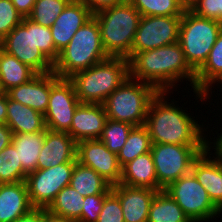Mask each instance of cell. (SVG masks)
<instances>
[{"label":"cell","mask_w":222,"mask_h":222,"mask_svg":"<svg viewBox=\"0 0 222 222\" xmlns=\"http://www.w3.org/2000/svg\"><path fill=\"white\" fill-rule=\"evenodd\" d=\"M128 60L129 77L133 80L148 83L159 92L178 91L177 83L186 80L197 100L203 103L208 99L205 93L195 91L196 72L187 63L179 42L134 53Z\"/></svg>","instance_id":"cell-1"},{"label":"cell","mask_w":222,"mask_h":222,"mask_svg":"<svg viewBox=\"0 0 222 222\" xmlns=\"http://www.w3.org/2000/svg\"><path fill=\"white\" fill-rule=\"evenodd\" d=\"M171 93L158 92L149 105L145 126L152 144L212 145L213 142L206 138L208 135L204 134L208 127L205 129L203 124L199 125L176 100L168 99Z\"/></svg>","instance_id":"cell-2"},{"label":"cell","mask_w":222,"mask_h":222,"mask_svg":"<svg viewBox=\"0 0 222 222\" xmlns=\"http://www.w3.org/2000/svg\"><path fill=\"white\" fill-rule=\"evenodd\" d=\"M0 44L5 52L16 57L37 74L53 72V64L60 53L54 45L50 28L41 26L28 17L23 18Z\"/></svg>","instance_id":"cell-3"},{"label":"cell","mask_w":222,"mask_h":222,"mask_svg":"<svg viewBox=\"0 0 222 222\" xmlns=\"http://www.w3.org/2000/svg\"><path fill=\"white\" fill-rule=\"evenodd\" d=\"M128 77L129 60L124 57H108L68 79L81 103L103 104Z\"/></svg>","instance_id":"cell-4"},{"label":"cell","mask_w":222,"mask_h":222,"mask_svg":"<svg viewBox=\"0 0 222 222\" xmlns=\"http://www.w3.org/2000/svg\"><path fill=\"white\" fill-rule=\"evenodd\" d=\"M108 57L101 40L99 25L92 17L60 51L57 61L53 64V72L60 78H70Z\"/></svg>","instance_id":"cell-5"},{"label":"cell","mask_w":222,"mask_h":222,"mask_svg":"<svg viewBox=\"0 0 222 222\" xmlns=\"http://www.w3.org/2000/svg\"><path fill=\"white\" fill-rule=\"evenodd\" d=\"M93 17L99 25L107 55L129 59L141 14L126 1L104 9Z\"/></svg>","instance_id":"cell-6"},{"label":"cell","mask_w":222,"mask_h":222,"mask_svg":"<svg viewBox=\"0 0 222 222\" xmlns=\"http://www.w3.org/2000/svg\"><path fill=\"white\" fill-rule=\"evenodd\" d=\"M158 92L154 86L128 77L105 99L106 115L133 126L145 125L149 105Z\"/></svg>","instance_id":"cell-7"},{"label":"cell","mask_w":222,"mask_h":222,"mask_svg":"<svg viewBox=\"0 0 222 222\" xmlns=\"http://www.w3.org/2000/svg\"><path fill=\"white\" fill-rule=\"evenodd\" d=\"M221 30V22L196 16L188 8L184 11L178 42L187 63L195 72L206 61Z\"/></svg>","instance_id":"cell-8"},{"label":"cell","mask_w":222,"mask_h":222,"mask_svg":"<svg viewBox=\"0 0 222 222\" xmlns=\"http://www.w3.org/2000/svg\"><path fill=\"white\" fill-rule=\"evenodd\" d=\"M211 145L152 144L158 191L191 172L193 162Z\"/></svg>","instance_id":"cell-9"},{"label":"cell","mask_w":222,"mask_h":222,"mask_svg":"<svg viewBox=\"0 0 222 222\" xmlns=\"http://www.w3.org/2000/svg\"><path fill=\"white\" fill-rule=\"evenodd\" d=\"M163 190L176 201L191 222L213 221V218H219L222 214L192 172Z\"/></svg>","instance_id":"cell-10"},{"label":"cell","mask_w":222,"mask_h":222,"mask_svg":"<svg viewBox=\"0 0 222 222\" xmlns=\"http://www.w3.org/2000/svg\"><path fill=\"white\" fill-rule=\"evenodd\" d=\"M80 103L72 82L51 72L50 96L44 114L46 128L68 132L74 112Z\"/></svg>","instance_id":"cell-11"},{"label":"cell","mask_w":222,"mask_h":222,"mask_svg":"<svg viewBox=\"0 0 222 222\" xmlns=\"http://www.w3.org/2000/svg\"><path fill=\"white\" fill-rule=\"evenodd\" d=\"M75 163H64L27 174L25 183L31 205L47 208L59 191L70 184Z\"/></svg>","instance_id":"cell-12"},{"label":"cell","mask_w":222,"mask_h":222,"mask_svg":"<svg viewBox=\"0 0 222 222\" xmlns=\"http://www.w3.org/2000/svg\"><path fill=\"white\" fill-rule=\"evenodd\" d=\"M181 19L182 16H141L131 56L178 42Z\"/></svg>","instance_id":"cell-13"},{"label":"cell","mask_w":222,"mask_h":222,"mask_svg":"<svg viewBox=\"0 0 222 222\" xmlns=\"http://www.w3.org/2000/svg\"><path fill=\"white\" fill-rule=\"evenodd\" d=\"M77 162L94 169L111 186L119 184L122 167L118 157L112 153L99 139L77 142Z\"/></svg>","instance_id":"cell-14"},{"label":"cell","mask_w":222,"mask_h":222,"mask_svg":"<svg viewBox=\"0 0 222 222\" xmlns=\"http://www.w3.org/2000/svg\"><path fill=\"white\" fill-rule=\"evenodd\" d=\"M211 148L215 151L214 155ZM191 172L206 189L214 205L222 212V152L218 147L213 144L201 153L193 162Z\"/></svg>","instance_id":"cell-15"},{"label":"cell","mask_w":222,"mask_h":222,"mask_svg":"<svg viewBox=\"0 0 222 222\" xmlns=\"http://www.w3.org/2000/svg\"><path fill=\"white\" fill-rule=\"evenodd\" d=\"M77 142L67 133L47 129L37 169H46L64 163H76Z\"/></svg>","instance_id":"cell-16"},{"label":"cell","mask_w":222,"mask_h":222,"mask_svg":"<svg viewBox=\"0 0 222 222\" xmlns=\"http://www.w3.org/2000/svg\"><path fill=\"white\" fill-rule=\"evenodd\" d=\"M107 119L103 104L80 103L67 133L76 142L99 139Z\"/></svg>","instance_id":"cell-17"},{"label":"cell","mask_w":222,"mask_h":222,"mask_svg":"<svg viewBox=\"0 0 222 222\" xmlns=\"http://www.w3.org/2000/svg\"><path fill=\"white\" fill-rule=\"evenodd\" d=\"M93 17L92 12L80 1L71 0L50 27L56 49L60 52L76 31Z\"/></svg>","instance_id":"cell-18"},{"label":"cell","mask_w":222,"mask_h":222,"mask_svg":"<svg viewBox=\"0 0 222 222\" xmlns=\"http://www.w3.org/2000/svg\"><path fill=\"white\" fill-rule=\"evenodd\" d=\"M118 196L125 222H147L150 204L157 193L146 187H132L121 183L113 185Z\"/></svg>","instance_id":"cell-19"},{"label":"cell","mask_w":222,"mask_h":222,"mask_svg":"<svg viewBox=\"0 0 222 222\" xmlns=\"http://www.w3.org/2000/svg\"><path fill=\"white\" fill-rule=\"evenodd\" d=\"M51 89V73L37 74L30 81L6 92L7 96L45 114Z\"/></svg>","instance_id":"cell-20"},{"label":"cell","mask_w":222,"mask_h":222,"mask_svg":"<svg viewBox=\"0 0 222 222\" xmlns=\"http://www.w3.org/2000/svg\"><path fill=\"white\" fill-rule=\"evenodd\" d=\"M33 208L25 181L0 184V222H14Z\"/></svg>","instance_id":"cell-21"},{"label":"cell","mask_w":222,"mask_h":222,"mask_svg":"<svg viewBox=\"0 0 222 222\" xmlns=\"http://www.w3.org/2000/svg\"><path fill=\"white\" fill-rule=\"evenodd\" d=\"M7 126L13 134L46 131L44 115L7 96Z\"/></svg>","instance_id":"cell-22"},{"label":"cell","mask_w":222,"mask_h":222,"mask_svg":"<svg viewBox=\"0 0 222 222\" xmlns=\"http://www.w3.org/2000/svg\"><path fill=\"white\" fill-rule=\"evenodd\" d=\"M120 183L158 191L156 169L151 152L140 155L122 167Z\"/></svg>","instance_id":"cell-23"},{"label":"cell","mask_w":222,"mask_h":222,"mask_svg":"<svg viewBox=\"0 0 222 222\" xmlns=\"http://www.w3.org/2000/svg\"><path fill=\"white\" fill-rule=\"evenodd\" d=\"M222 78V30L219 32L204 64L196 71L195 91L205 93L210 99L212 87ZM213 84V85H212ZM211 94H210V93Z\"/></svg>","instance_id":"cell-24"},{"label":"cell","mask_w":222,"mask_h":222,"mask_svg":"<svg viewBox=\"0 0 222 222\" xmlns=\"http://www.w3.org/2000/svg\"><path fill=\"white\" fill-rule=\"evenodd\" d=\"M37 73L16 57L0 48V92L25 84Z\"/></svg>","instance_id":"cell-25"},{"label":"cell","mask_w":222,"mask_h":222,"mask_svg":"<svg viewBox=\"0 0 222 222\" xmlns=\"http://www.w3.org/2000/svg\"><path fill=\"white\" fill-rule=\"evenodd\" d=\"M45 140V131L13 134L12 144L18 151L22 169L27 173L37 169L38 157Z\"/></svg>","instance_id":"cell-26"},{"label":"cell","mask_w":222,"mask_h":222,"mask_svg":"<svg viewBox=\"0 0 222 222\" xmlns=\"http://www.w3.org/2000/svg\"><path fill=\"white\" fill-rule=\"evenodd\" d=\"M69 185L83 197L108 194L112 190V186L94 169L79 162L75 163Z\"/></svg>","instance_id":"cell-27"},{"label":"cell","mask_w":222,"mask_h":222,"mask_svg":"<svg viewBox=\"0 0 222 222\" xmlns=\"http://www.w3.org/2000/svg\"><path fill=\"white\" fill-rule=\"evenodd\" d=\"M147 222H191L176 201L164 190L157 191Z\"/></svg>","instance_id":"cell-28"},{"label":"cell","mask_w":222,"mask_h":222,"mask_svg":"<svg viewBox=\"0 0 222 222\" xmlns=\"http://www.w3.org/2000/svg\"><path fill=\"white\" fill-rule=\"evenodd\" d=\"M84 197L70 185L62 188L46 210L56 216L75 222L81 219Z\"/></svg>","instance_id":"cell-29"},{"label":"cell","mask_w":222,"mask_h":222,"mask_svg":"<svg viewBox=\"0 0 222 222\" xmlns=\"http://www.w3.org/2000/svg\"><path fill=\"white\" fill-rule=\"evenodd\" d=\"M152 141L145 125L134 126L122 149L117 154L118 162L123 167L136 157L151 151Z\"/></svg>","instance_id":"cell-30"},{"label":"cell","mask_w":222,"mask_h":222,"mask_svg":"<svg viewBox=\"0 0 222 222\" xmlns=\"http://www.w3.org/2000/svg\"><path fill=\"white\" fill-rule=\"evenodd\" d=\"M141 16H182L187 9L180 0H127Z\"/></svg>","instance_id":"cell-31"},{"label":"cell","mask_w":222,"mask_h":222,"mask_svg":"<svg viewBox=\"0 0 222 222\" xmlns=\"http://www.w3.org/2000/svg\"><path fill=\"white\" fill-rule=\"evenodd\" d=\"M27 173L22 169L18 151L12 142L0 152V184L25 181Z\"/></svg>","instance_id":"cell-32"},{"label":"cell","mask_w":222,"mask_h":222,"mask_svg":"<svg viewBox=\"0 0 222 222\" xmlns=\"http://www.w3.org/2000/svg\"><path fill=\"white\" fill-rule=\"evenodd\" d=\"M70 1L71 0H36L28 18L41 26L50 28Z\"/></svg>","instance_id":"cell-33"},{"label":"cell","mask_w":222,"mask_h":222,"mask_svg":"<svg viewBox=\"0 0 222 222\" xmlns=\"http://www.w3.org/2000/svg\"><path fill=\"white\" fill-rule=\"evenodd\" d=\"M134 126L120 121L107 119L105 127L99 138L105 146L116 155L124 146L127 137Z\"/></svg>","instance_id":"cell-34"},{"label":"cell","mask_w":222,"mask_h":222,"mask_svg":"<svg viewBox=\"0 0 222 222\" xmlns=\"http://www.w3.org/2000/svg\"><path fill=\"white\" fill-rule=\"evenodd\" d=\"M11 0H0V41L23 20Z\"/></svg>","instance_id":"cell-35"},{"label":"cell","mask_w":222,"mask_h":222,"mask_svg":"<svg viewBox=\"0 0 222 222\" xmlns=\"http://www.w3.org/2000/svg\"><path fill=\"white\" fill-rule=\"evenodd\" d=\"M97 222H125L119 198L112 190L103 200Z\"/></svg>","instance_id":"cell-36"},{"label":"cell","mask_w":222,"mask_h":222,"mask_svg":"<svg viewBox=\"0 0 222 222\" xmlns=\"http://www.w3.org/2000/svg\"><path fill=\"white\" fill-rule=\"evenodd\" d=\"M188 9L196 16L222 23V0H195Z\"/></svg>","instance_id":"cell-37"},{"label":"cell","mask_w":222,"mask_h":222,"mask_svg":"<svg viewBox=\"0 0 222 222\" xmlns=\"http://www.w3.org/2000/svg\"><path fill=\"white\" fill-rule=\"evenodd\" d=\"M107 194H96L84 197L81 219L78 222H97Z\"/></svg>","instance_id":"cell-38"},{"label":"cell","mask_w":222,"mask_h":222,"mask_svg":"<svg viewBox=\"0 0 222 222\" xmlns=\"http://www.w3.org/2000/svg\"><path fill=\"white\" fill-rule=\"evenodd\" d=\"M82 2L92 14H96L104 9L126 2L127 0H78Z\"/></svg>","instance_id":"cell-39"},{"label":"cell","mask_w":222,"mask_h":222,"mask_svg":"<svg viewBox=\"0 0 222 222\" xmlns=\"http://www.w3.org/2000/svg\"><path fill=\"white\" fill-rule=\"evenodd\" d=\"M15 9L25 18L28 17L36 0H11Z\"/></svg>","instance_id":"cell-40"},{"label":"cell","mask_w":222,"mask_h":222,"mask_svg":"<svg viewBox=\"0 0 222 222\" xmlns=\"http://www.w3.org/2000/svg\"><path fill=\"white\" fill-rule=\"evenodd\" d=\"M12 130L7 124H0V152L12 142Z\"/></svg>","instance_id":"cell-41"},{"label":"cell","mask_w":222,"mask_h":222,"mask_svg":"<svg viewBox=\"0 0 222 222\" xmlns=\"http://www.w3.org/2000/svg\"><path fill=\"white\" fill-rule=\"evenodd\" d=\"M14 222H42V208H33L29 213Z\"/></svg>","instance_id":"cell-42"},{"label":"cell","mask_w":222,"mask_h":222,"mask_svg":"<svg viewBox=\"0 0 222 222\" xmlns=\"http://www.w3.org/2000/svg\"><path fill=\"white\" fill-rule=\"evenodd\" d=\"M42 222H75L74 220L60 217L49 213L46 208H42Z\"/></svg>","instance_id":"cell-43"},{"label":"cell","mask_w":222,"mask_h":222,"mask_svg":"<svg viewBox=\"0 0 222 222\" xmlns=\"http://www.w3.org/2000/svg\"><path fill=\"white\" fill-rule=\"evenodd\" d=\"M7 119V94L0 92V124H6Z\"/></svg>","instance_id":"cell-44"},{"label":"cell","mask_w":222,"mask_h":222,"mask_svg":"<svg viewBox=\"0 0 222 222\" xmlns=\"http://www.w3.org/2000/svg\"><path fill=\"white\" fill-rule=\"evenodd\" d=\"M221 132H222V130H221ZM217 133L216 132V134H217V137L215 136L214 138H210V139H215V140H213L214 142H213V144L214 145H216L217 147H218V149L222 152V133Z\"/></svg>","instance_id":"cell-45"},{"label":"cell","mask_w":222,"mask_h":222,"mask_svg":"<svg viewBox=\"0 0 222 222\" xmlns=\"http://www.w3.org/2000/svg\"><path fill=\"white\" fill-rule=\"evenodd\" d=\"M183 5L188 8L195 0H180Z\"/></svg>","instance_id":"cell-46"},{"label":"cell","mask_w":222,"mask_h":222,"mask_svg":"<svg viewBox=\"0 0 222 222\" xmlns=\"http://www.w3.org/2000/svg\"><path fill=\"white\" fill-rule=\"evenodd\" d=\"M219 83H217V85L216 86H218L219 84H221V86H218L217 88H219L220 87V89H222L221 87H222V78L218 81ZM219 92H222L221 90H219Z\"/></svg>","instance_id":"cell-47"}]
</instances>
